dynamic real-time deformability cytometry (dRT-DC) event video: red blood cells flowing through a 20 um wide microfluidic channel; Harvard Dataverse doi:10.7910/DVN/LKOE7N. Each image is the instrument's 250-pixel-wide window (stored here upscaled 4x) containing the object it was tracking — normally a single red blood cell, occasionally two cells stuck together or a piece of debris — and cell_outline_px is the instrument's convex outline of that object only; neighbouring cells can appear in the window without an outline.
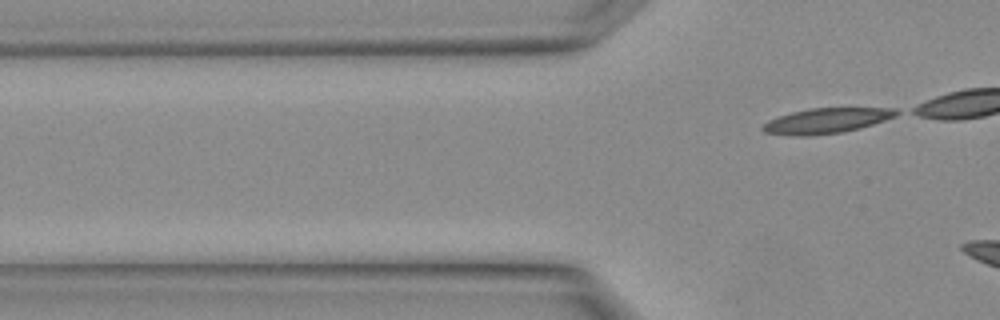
{"species": "Egyptian fruit bat (a non-hibernating species)", "species_latin": "Rousettus aegyptiacus", "temperature_condition": "warm", "stored_images_in_passage": 2, "camera_frame_rate_fps": 3000, "um_per_image_px": 0.085, "animal": {"sex": "female"}, "frame": {"image": 1, "passage_image": 2, "time_ms": 0.333, "image_size_px": [1000, 320], "cell_outline_px": [[904, 112], [896, 116], [860, 128], [840, 132], [804, 136], [796, 136], [764, 132], [760, 128], [768, 120], [792, 112], [812, 108], [896, 108]], "centroid_in_image_um": [70.29, 10.25], "position_along_channel_um": 55.5, "area_um2": 19.48}}